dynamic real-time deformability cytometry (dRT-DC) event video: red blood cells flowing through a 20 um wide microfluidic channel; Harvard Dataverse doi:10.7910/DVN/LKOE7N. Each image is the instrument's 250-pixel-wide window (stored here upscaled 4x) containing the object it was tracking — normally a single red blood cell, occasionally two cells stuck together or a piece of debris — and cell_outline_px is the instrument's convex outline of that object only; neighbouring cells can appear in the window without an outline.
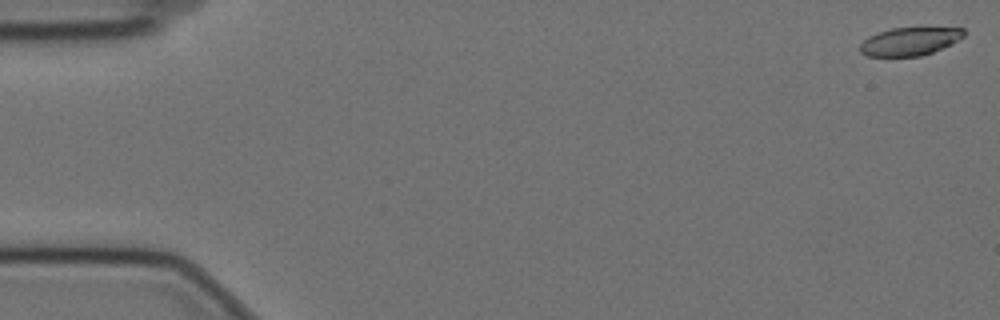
{"species": "Egyptian fruit bat (a non-hibernating species)", "species_latin": "Rousettus aegyptiacus", "temperature_condition": "cold", "stored_images_in_passage": 17, "camera_frame_rate_fps": 3000, "um_per_image_px": 0.085, "animal": {"sex": "female"}, "frame": {"image": 1, "passage_image": 1, "time_ms": 0.0, "image_size_px": [1000, 320], "cell_outline_px": [[964, 36], [952, 44], [932, 52], [920, 56], [868, 56], [860, 52], [860, 44], [868, 36], [876, 32], [892, 28], [964, 28]], "centroid_in_image_um": [77.3, 3.52], "position_along_channel_um": 7.7, "area_um2": 16.94}}
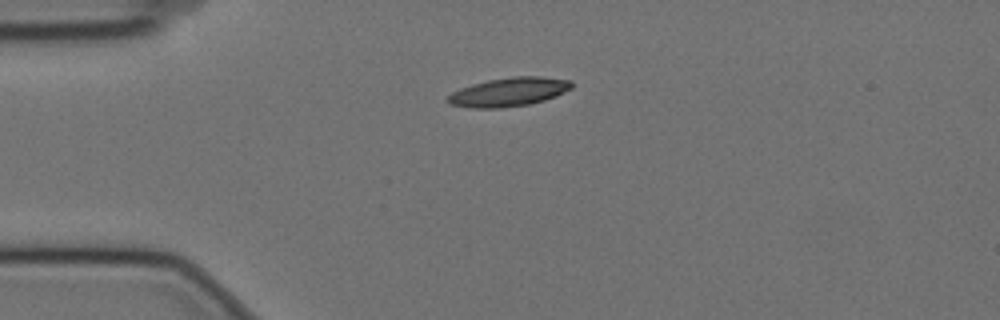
{"frame": {"image": 2, "passage_image": 14, "time_ms": 4.333, "image_size_px": [1000, 320], "cell_outline_px": [[572, 88], [556, 96], [544, 100], [528, 104], [500, 108], [468, 108], [448, 104], [444, 100], [452, 92], [460, 88], [472, 84], [488, 80], [512, 76], [540, 76], [572, 80]], "centroid_in_image_um": [43.21, 7.82], "position_along_channel_um": 41.8, "area_um2": 20.98}}